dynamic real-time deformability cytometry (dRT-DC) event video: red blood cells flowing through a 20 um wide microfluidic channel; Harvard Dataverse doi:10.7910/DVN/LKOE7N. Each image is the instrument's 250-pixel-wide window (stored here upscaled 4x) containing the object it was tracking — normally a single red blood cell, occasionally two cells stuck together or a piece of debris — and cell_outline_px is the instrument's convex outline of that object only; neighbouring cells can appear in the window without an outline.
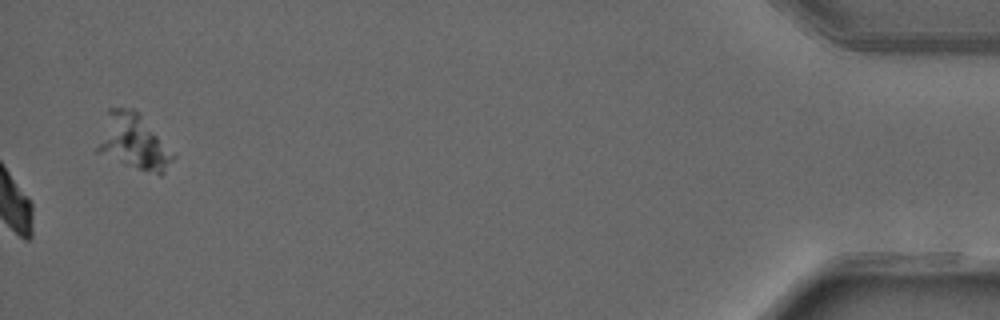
{"species": "common noctule bat (a hibernating species)", "species_latin": "Nyctalus noctula", "temperature_condition": "warm", "stored_images_in_passage": 50, "camera_frame_rate_fps": 3000, "um_per_image_px": 0.085, "animal": {"sex": "male", "forearm_length_mm": 52.5}, "frame": {"image": 1, "passage_image": 50, "time_ms": 16.333, "image_size_px": [1000, 320], "cell_outline_px": [[176, 156], [164, 172], [160, 176], [124, 164], [96, 152], [96, 148], [108, 108], [132, 108], [140, 112]], "centroid_in_image_um": [11.36, 12.05], "position_along_channel_um": 423.8, "area_um2": 24.39}, "authors_computed_cell_mechanics": {"area_um2": 19.1029, "velocity_mm_per_s": 4.114, "shape_relaxation_time_tau1_ms": 4.5469, "shape_relaxation_time_tau2_ms": null, "deformation_change_tau1": 0.1732, "deformation_change_tau2": null}}